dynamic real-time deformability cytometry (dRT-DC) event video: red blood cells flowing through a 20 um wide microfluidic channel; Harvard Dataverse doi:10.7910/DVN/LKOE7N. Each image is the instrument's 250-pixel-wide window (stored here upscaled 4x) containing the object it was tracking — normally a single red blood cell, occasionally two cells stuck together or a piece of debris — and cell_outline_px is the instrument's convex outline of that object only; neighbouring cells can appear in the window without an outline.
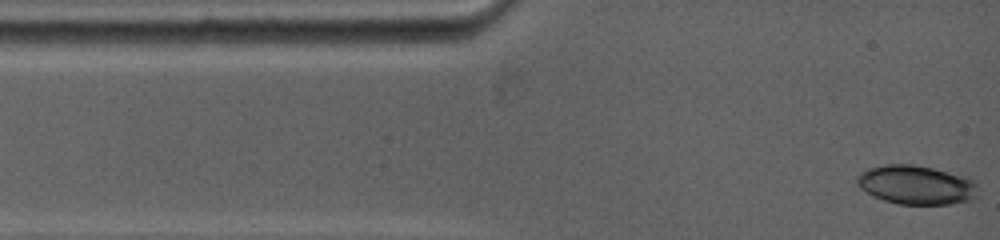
{"species": "common noctule bat (a hibernating species)", "species_latin": "Nyctalus noctula", "temperature_condition": "warm", "stored_images_in_passage": 28, "camera_frame_rate_fps": 5000, "um_per_image_px": 0.085, "animal": {"sex": "female", "body_mass_g": 19.0, "forearm_length_mm": 53.3}, "frame": {"image": 1, "passage_image": 1, "time_ms": 0.0, "image_size_px": [1000, 240], "cell_outline_px": [[972, 184], [968, 196], [964, 200], [948, 204], [900, 204], [876, 196], [860, 188], [856, 180], [868, 168], [884, 164], [912, 164], [932, 168], [964, 176], [972, 180]], "centroid_in_image_um": [77.74, 15.68], "position_along_channel_um": 7.3, "area_um2": 26.01}}
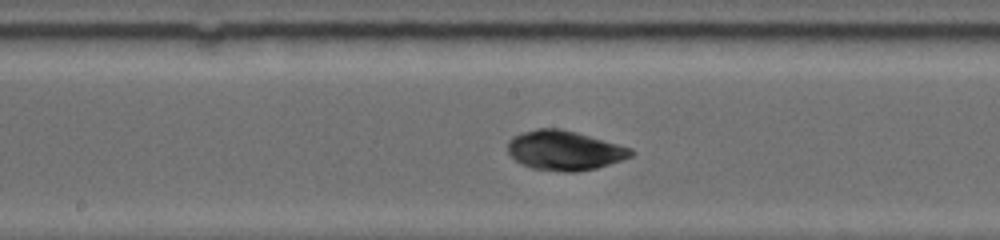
{"frame": {"image": 2, "passage_image": 16, "time_ms": 6.2, "image_size_px": [1000, 240], "cell_outline_px": [[636, 152], [632, 156], [596, 168], [576, 172], [564, 172], [532, 168], [520, 164], [508, 152], [508, 140], [512, 136], [520, 132], [536, 128], [560, 128], [576, 132], [632, 148]], "centroid_in_image_um": [47.95, 12.78], "position_along_channel_um": 200.2, "area_um2": 28.5}}
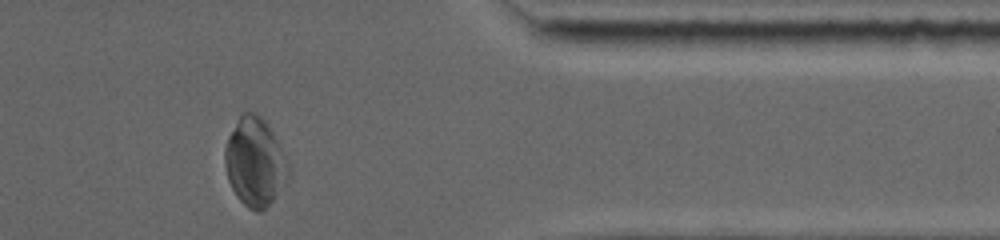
{"frame": {"image": 3, "passage_image": 28, "time_ms": 11.6, "image_size_px": [1000, 240], "cell_outline_px": [[288, 176], [276, 196], [260, 212], [256, 212], [248, 208], [236, 196], [228, 180], [224, 164], [224, 148], [228, 136], [240, 116], [244, 112], [256, 112], [268, 124], [284, 152], [288, 160]], "centroid_in_image_um": [21.65, 13.76], "position_along_channel_um": 389.8, "area_um2": 32.6}, "authors_computed_cell_mechanics": {"area_um2": 27.4839, "velocity_mm_per_s": 3.8651, "shape_relaxation_time_tau1_ms": 3.6657, "shape_relaxation_time_tau2_ms": 1.9821, "deformation_change_tau1": 0.1279, "deformation_change_tau2": 0.0501}}